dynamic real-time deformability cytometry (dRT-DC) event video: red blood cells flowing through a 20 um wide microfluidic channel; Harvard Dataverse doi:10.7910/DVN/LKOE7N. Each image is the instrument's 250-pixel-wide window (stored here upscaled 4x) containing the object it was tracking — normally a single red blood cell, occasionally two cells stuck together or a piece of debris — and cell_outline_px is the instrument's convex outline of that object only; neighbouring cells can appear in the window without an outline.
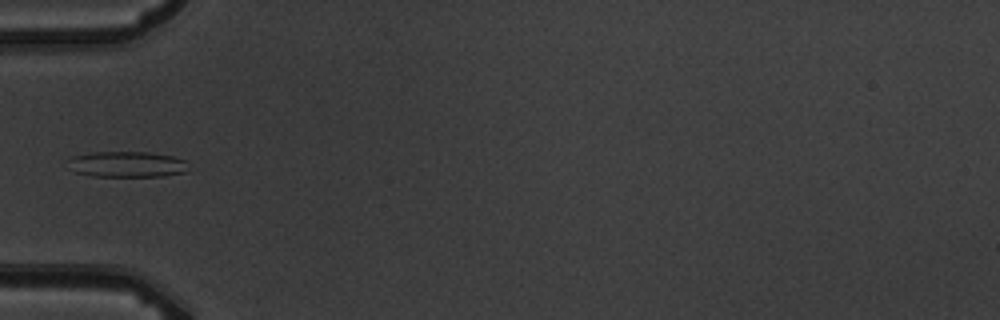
{"species": "common noctule bat (a hibernating species)", "species_latin": "Nyctalus noctula", "temperature_condition": "warm", "stored_images_in_passage": 7, "camera_frame_rate_fps": 3000, "um_per_image_px": 0.085, "animal": {"sex": "male", "body_mass_g": 19.5, "forearm_length_mm": 54.6}, "frame": {"image": 1, "passage_image": 6, "time_ms": 5.667, "image_size_px": [1000, 320], "cell_outline_px": [[188, 172], [164, 176], [92, 176], [76, 172], [68, 160], [72, 156], [92, 152], [148, 152], [172, 156], [184, 160]], "centroid_in_image_um": [10.82, 13.96], "position_along_channel_um": 74.2, "area_um2": 17.92}}